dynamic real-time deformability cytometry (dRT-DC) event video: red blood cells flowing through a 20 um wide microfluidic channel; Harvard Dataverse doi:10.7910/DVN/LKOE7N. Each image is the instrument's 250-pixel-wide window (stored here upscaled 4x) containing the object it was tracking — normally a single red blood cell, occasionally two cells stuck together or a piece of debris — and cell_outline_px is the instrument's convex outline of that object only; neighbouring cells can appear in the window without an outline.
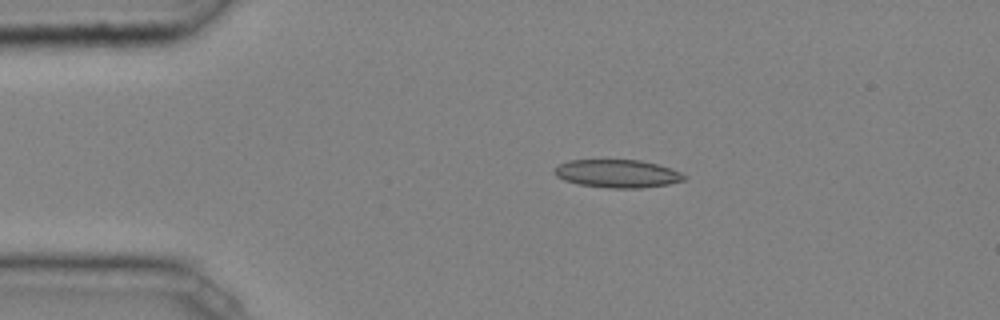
{"species": "common noctule bat (a hibernating species)", "species_latin": "Nyctalus noctula", "temperature_condition": "cold", "stored_images_in_passage": 38, "camera_frame_rate_fps": 3000, "um_per_image_px": 0.085, "animal": {"sex": "male", "body_mass_g": 20.4}, "frame": {"image": 1, "passage_image": 1, "time_ms": 0.0, "image_size_px": [1000, 320], "cell_outline_px": [[688, 176], [684, 180], [668, 184], [640, 188], [608, 188], [580, 184], [564, 180], [556, 176], [552, 172], [560, 164], [568, 160], [640, 160], [656, 164], [680, 172]], "centroid_in_image_um": [52.46, 14.76], "position_along_channel_um": 32.5, "area_um2": 21.04}}
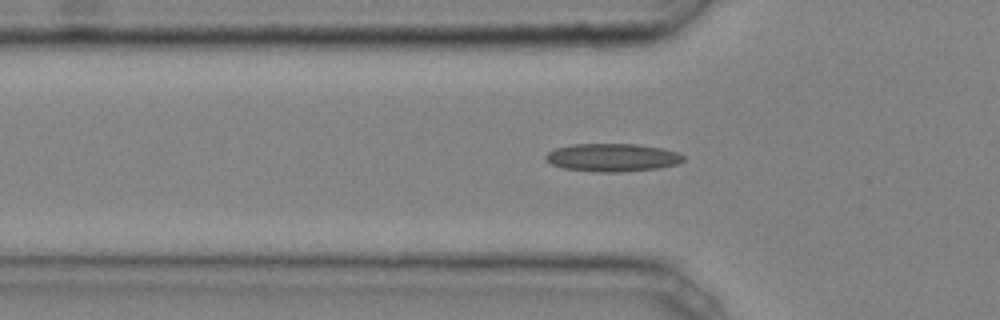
{"frame": {"image": 2, "passage_image": 7, "time_ms": 2.0, "image_size_px": [1000, 320], "cell_outline_px": [[684, 160], [676, 164], [660, 168], [620, 172], [600, 172], [564, 168], [552, 164], [544, 160], [544, 156], [548, 152], [556, 148], [572, 144], [636, 144], [660, 148], [676, 152], [684, 156]], "centroid_in_image_um": [52.02, 13.39], "position_along_channel_um": 73.8, "area_um2": 22.37}}
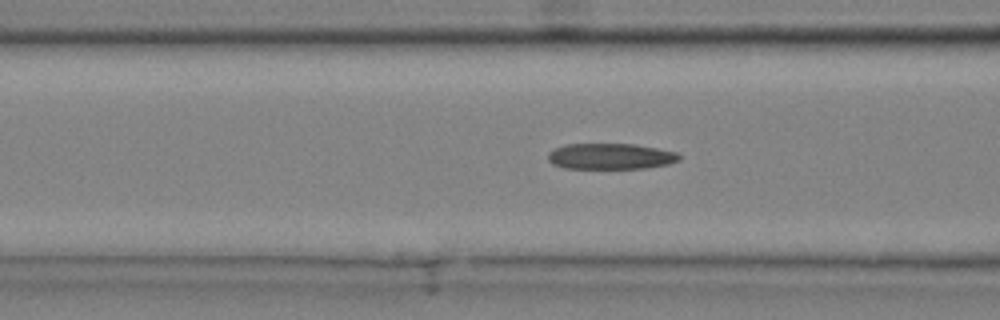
{"frame": {"image": 3, "passage_image": 10, "time_ms": 3.0, "image_size_px": [1000, 320], "cell_outline_px": [[680, 160], [668, 164], [644, 168], [564, 168], [552, 164], [548, 160], [548, 152], [564, 144], [636, 144], [680, 152]], "centroid_in_image_um": [51.92, 13.28], "position_along_channel_um": 114.7, "area_um2": 19.94}, "authors_computed_cell_mechanics": {"area_um2": 20.2011, "velocity_mm_per_s": 4.0779, "shape_relaxation_time_tau1_ms": null, "shape_relaxation_time_tau2_ms": 5.3113, "deformation_change_tau1": null, "deformation_change_tau2": 0.1666}}